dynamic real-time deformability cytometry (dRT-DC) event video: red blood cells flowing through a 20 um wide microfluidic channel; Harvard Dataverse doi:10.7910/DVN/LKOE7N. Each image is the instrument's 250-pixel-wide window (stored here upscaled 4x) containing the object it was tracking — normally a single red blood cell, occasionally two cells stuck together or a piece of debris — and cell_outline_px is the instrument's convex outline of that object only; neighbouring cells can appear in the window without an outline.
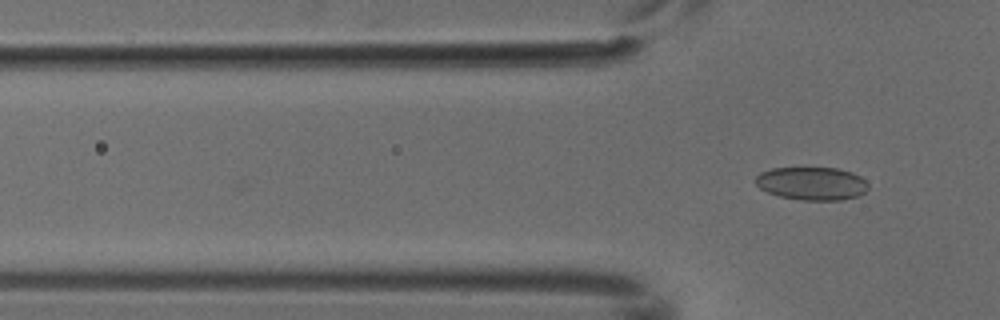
{"species": "common noctule bat (a hibernating species)", "species_latin": "Nyctalus noctula", "temperature_condition": "cold", "stored_images_in_passage": 3, "camera_frame_rate_fps": 3000, "um_per_image_px": 0.085, "animal": {"sex": "male", "body_mass_g": 18.8}, "frame": {"image": 1, "passage_image": 3, "time_ms": 0.667, "image_size_px": [1000, 320], "cell_outline_px": [[868, 188], [860, 196], [840, 200], [800, 200], [780, 196], [768, 192], [760, 188], [756, 184], [756, 176], [760, 172], [772, 168], [836, 168], [852, 172], [860, 176], [868, 184]], "centroid_in_image_um": [69.02, 15.6], "position_along_channel_um": 56.8, "area_um2": 21.73}}